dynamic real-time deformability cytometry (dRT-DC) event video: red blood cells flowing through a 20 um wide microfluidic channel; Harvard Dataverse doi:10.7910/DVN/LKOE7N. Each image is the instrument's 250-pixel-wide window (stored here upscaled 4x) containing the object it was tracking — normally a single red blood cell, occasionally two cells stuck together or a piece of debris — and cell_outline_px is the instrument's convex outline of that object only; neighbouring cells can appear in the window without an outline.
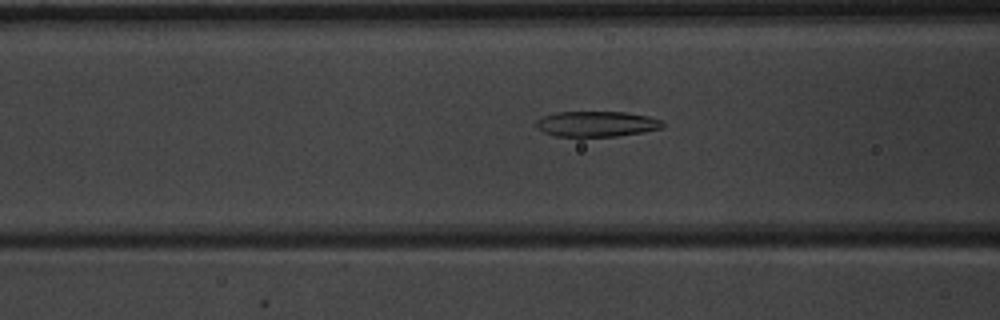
{"species": "common noctule bat (a hibernating species)", "species_latin": "Nyctalus noctula", "temperature_condition": "warm", "stored_images_in_passage": 51, "camera_frame_rate_fps": 3000, "um_per_image_px": 0.085, "animal": {"sex": "male", "body_mass_g": 20.1, "forearm_length_mm": 53.5}, "frame": {"image": 1, "passage_image": 21, "time_ms": 6.667, "image_size_px": [1000, 320], "cell_outline_px": [[664, 124], [660, 128], [640, 132], [616, 136], [556, 136], [544, 132], [536, 128], [536, 120], [544, 116], [556, 112], [628, 112], [648, 116], [660, 120]], "centroid_in_image_um": [50.67, 10.52], "position_along_channel_um": 115.9, "area_um2": 18.55}}
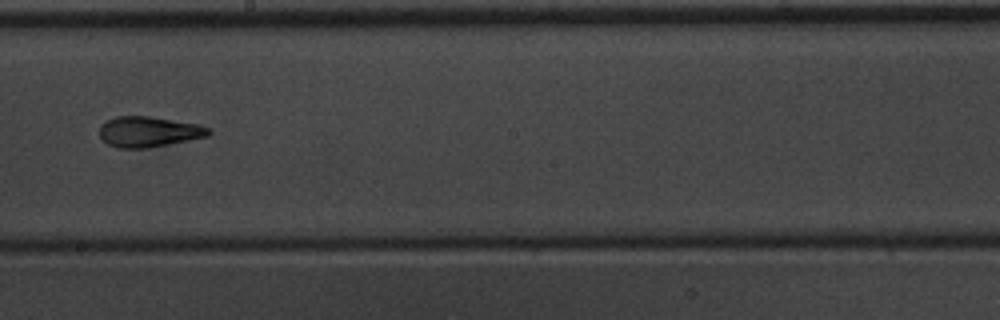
{"frame": {"image": 2, "passage_image": 30, "time_ms": 9.667, "image_size_px": [1000, 320], "cell_outline_px": [[212, 132], [208, 136], [148, 148], [116, 148], [108, 144], [100, 136], [100, 124], [116, 116], [148, 116], [196, 124], [208, 128]], "centroid_in_image_um": [12.61, 11.2], "position_along_channel_um": 235.6, "area_um2": 19.19}}
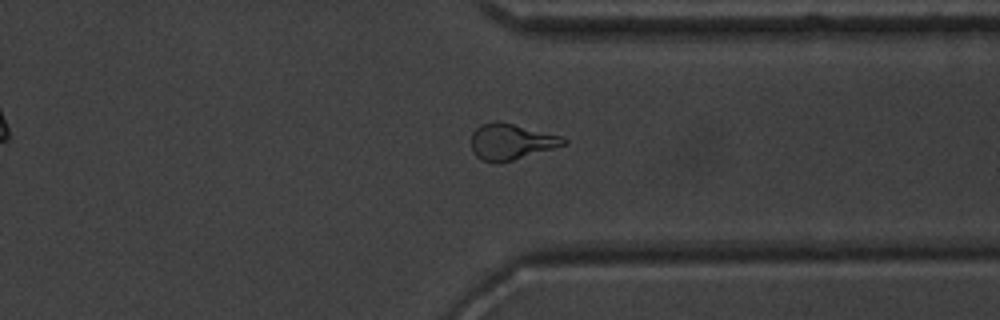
{"frame": {"image": 3, "passage_image": 40, "time_ms": 13.0, "image_size_px": [1000, 320], "cell_outline_px": [[568, 144], [512, 160], [496, 164], [480, 160], [472, 152], [472, 132], [480, 124], [496, 120], [560, 136], [568, 140]], "centroid_in_image_um": [43.4, 12.06], "position_along_channel_um": 368.0, "area_um2": 19.31}, "authors_computed_cell_mechanics": {"area_um2": 19.7098, "velocity_mm_per_s": 3.9853, "shape_relaxation_time_tau1_ms": 4.3449, "shape_relaxation_time_tau2_ms": 1.1299, "deformation_change_tau1": 0.1703, "deformation_change_tau2": 0.0974}}